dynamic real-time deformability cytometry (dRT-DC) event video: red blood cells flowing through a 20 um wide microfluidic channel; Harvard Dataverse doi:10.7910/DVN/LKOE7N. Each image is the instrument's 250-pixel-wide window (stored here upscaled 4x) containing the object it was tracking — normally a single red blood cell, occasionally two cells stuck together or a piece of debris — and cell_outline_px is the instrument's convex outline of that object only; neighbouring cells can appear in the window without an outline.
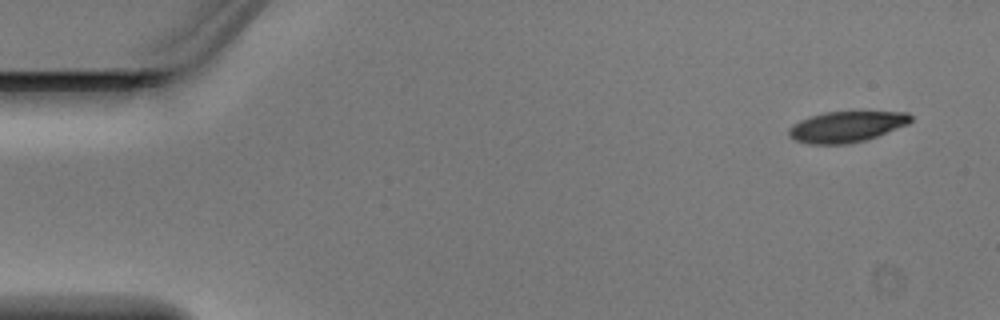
{"species": "Egyptian fruit bat (a non-hibernating species)", "species_latin": "Rousettus aegyptiacus", "temperature_condition": "warm", "stored_images_in_passage": 5, "camera_frame_rate_fps": 3000, "um_per_image_px": 0.085, "animal": {"sex": "male"}, "frame": {"image": 1, "passage_image": 1, "time_ms": 0.0, "image_size_px": [1000, 320], "cell_outline_px": [[912, 120], [908, 124], [876, 136], [864, 140], [848, 144], [808, 144], [792, 140], [788, 136], [788, 128], [792, 124], [800, 120], [824, 112], [908, 112], [912, 116]], "centroid_in_image_um": [71.9, 10.78], "position_along_channel_um": 13.1, "area_um2": 21.91}}
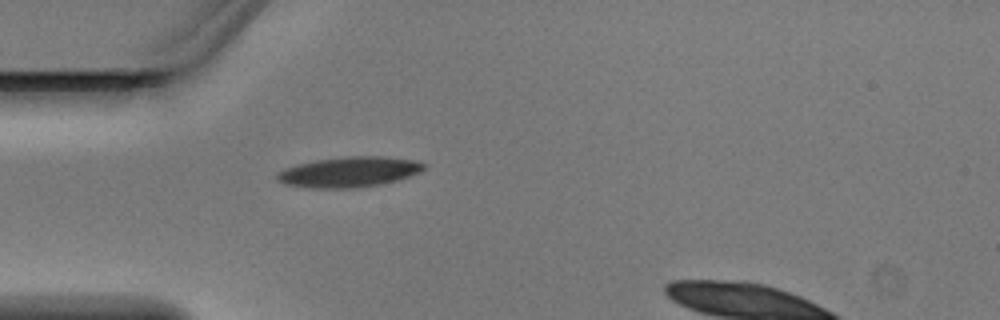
{"frame": {"image": 2, "passage_image": 4, "time_ms": 1.0, "image_size_px": [1000, 320], "cell_outline_px": [[424, 168], [420, 172], [396, 180], [380, 184], [352, 188], [312, 188], [284, 184], [276, 180], [276, 176], [284, 168], [296, 164], [316, 160], [348, 156], [380, 156], [412, 160], [424, 164]], "centroid_in_image_um": [29.61, 14.62], "position_along_channel_um": 55.4, "area_um2": 25.66}}